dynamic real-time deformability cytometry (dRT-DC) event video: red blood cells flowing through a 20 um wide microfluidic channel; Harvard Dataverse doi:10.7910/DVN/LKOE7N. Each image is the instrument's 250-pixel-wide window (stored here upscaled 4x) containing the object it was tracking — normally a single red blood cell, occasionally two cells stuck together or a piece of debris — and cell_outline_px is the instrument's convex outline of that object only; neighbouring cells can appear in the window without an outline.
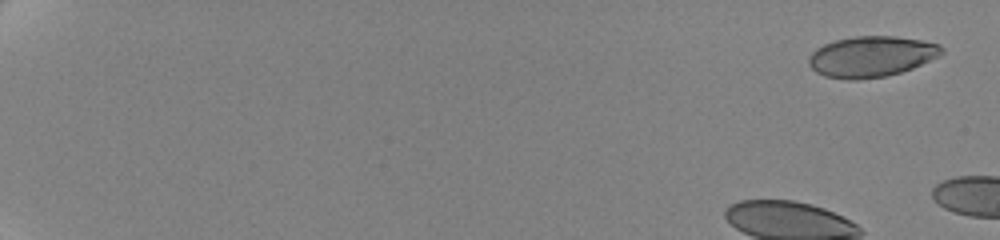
{"species": "human", "species_latin": "Homo sapiens", "temperature_condition": "cold", "stored_images_in_passage": 16, "camera_frame_rate_fps": 3000, "um_per_image_px": 0.085, "donor": {"sex": "female"}, "frame": {"image": 1, "passage_image": 3, "time_ms": 0.667, "image_size_px": [1000, 240], "cell_outline_px": [[944, 52], [940, 56], [912, 68], [900, 72], [884, 76], [856, 80], [848, 80], [824, 76], [816, 72], [808, 64], [808, 56], [816, 48], [824, 44], [836, 40], [856, 36], [896, 36], [920, 40], [940, 44], [944, 48]], "centroid_in_image_um": [74.06, 4.8], "position_along_channel_um": 10.9, "area_um2": 31.67}}